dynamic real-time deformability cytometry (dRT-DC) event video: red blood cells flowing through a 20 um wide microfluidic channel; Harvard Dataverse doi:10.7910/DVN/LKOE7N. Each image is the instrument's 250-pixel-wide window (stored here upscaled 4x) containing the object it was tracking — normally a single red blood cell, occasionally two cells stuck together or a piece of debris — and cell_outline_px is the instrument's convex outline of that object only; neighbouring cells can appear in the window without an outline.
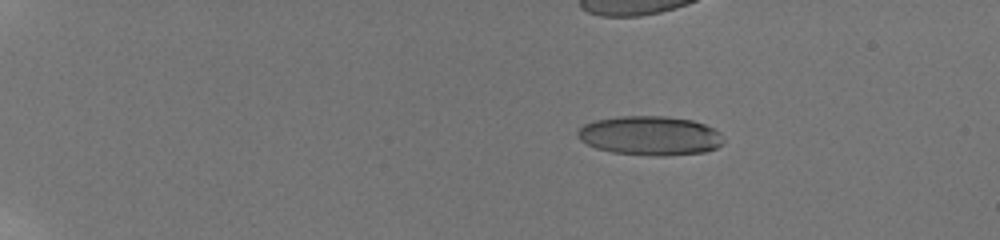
{"species": "human", "species_latin": "Homo sapiens", "temperature_condition": "room temperature", "stored_images_in_passage": 23, "camera_frame_rate_fps": 3000, "um_per_image_px": 0.085, "donor": {"sex": "male"}, "frame": {"image": 1, "passage_image": 8, "time_ms": 4.0, "image_size_px": [1000, 240], "cell_outline_px": [[724, 144], [716, 148], [704, 152], [664, 156], [660, 156], [612, 152], [596, 148], [580, 140], [576, 136], [576, 132], [584, 124], [596, 120], [620, 116], [664, 116], [692, 120], [704, 124], [720, 132], [724, 140]], "centroid_in_image_um": [55.26, 11.53], "position_along_channel_um": 29.7, "area_um2": 33.35}}